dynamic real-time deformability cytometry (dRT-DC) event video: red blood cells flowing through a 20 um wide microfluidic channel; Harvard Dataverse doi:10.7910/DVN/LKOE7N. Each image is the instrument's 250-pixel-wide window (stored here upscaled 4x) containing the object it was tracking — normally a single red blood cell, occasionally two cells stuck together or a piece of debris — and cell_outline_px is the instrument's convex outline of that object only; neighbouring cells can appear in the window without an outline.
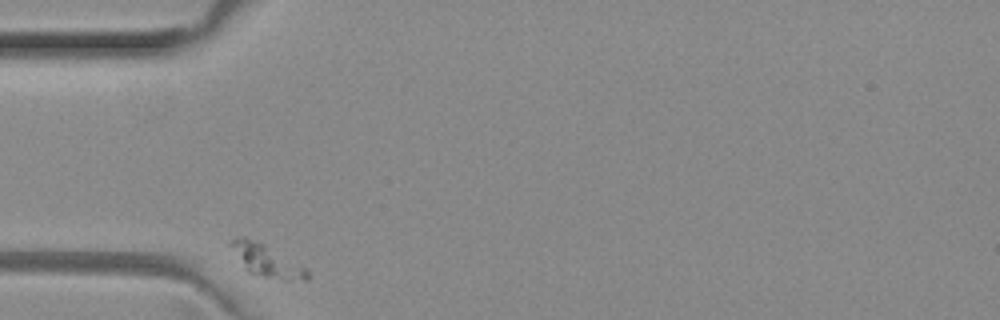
{"species": "common noctule bat (a hibernating species)", "species_latin": "Nyctalus noctula", "temperature_condition": "room temperature", "stored_images_in_passage": 32, "camera_frame_rate_fps": 3000, "um_per_image_px": 0.085, "animal": {"sex": "female", "body_mass_g": 29.2, "forearm_length_mm": 56.3}, "frame": {"image": 1, "passage_image": 1, "time_ms": 0.0, "image_size_px": [1000, 320], "cell_outline_px": [[308, 280], [288, 280], [264, 276], [248, 272], [244, 268], [228, 244], [228, 240], [236, 236], [244, 236], [256, 240], [308, 268]], "centroid_in_image_um": [22.62, 22.12], "position_along_channel_um": 62.4, "area_um2": 14.28}}
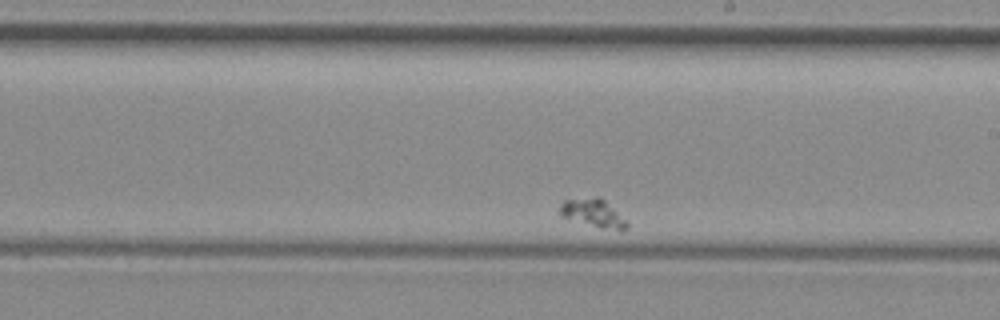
{"frame": {"image": 2, "passage_image": 19, "time_ms": 6.0, "image_size_px": [1000, 320], "cell_outline_px": [[628, 228], [620, 232], [600, 228], [560, 216], [560, 204], [564, 200], [596, 196], [600, 196], [628, 224]], "centroid_in_image_um": [50.41, 18.13], "position_along_channel_um": 238.6, "area_um2": 10.92}}
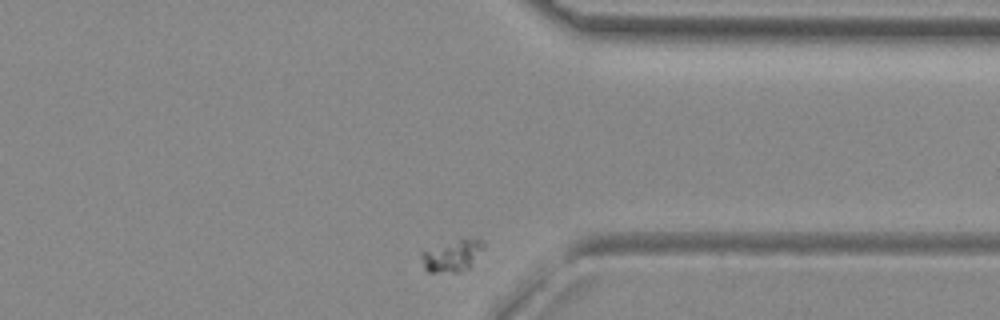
{"frame": {"image": 3, "passage_image": 32, "time_ms": 10.333, "image_size_px": [1000, 320], "cell_outline_px": [[484, 248], [472, 264], [468, 268], [460, 272], [428, 272], [424, 268], [420, 256], [420, 252], [460, 240], [484, 240]], "centroid_in_image_um": [38.42, 21.78], "position_along_channel_um": 373.0, "area_um2": 11.04}}